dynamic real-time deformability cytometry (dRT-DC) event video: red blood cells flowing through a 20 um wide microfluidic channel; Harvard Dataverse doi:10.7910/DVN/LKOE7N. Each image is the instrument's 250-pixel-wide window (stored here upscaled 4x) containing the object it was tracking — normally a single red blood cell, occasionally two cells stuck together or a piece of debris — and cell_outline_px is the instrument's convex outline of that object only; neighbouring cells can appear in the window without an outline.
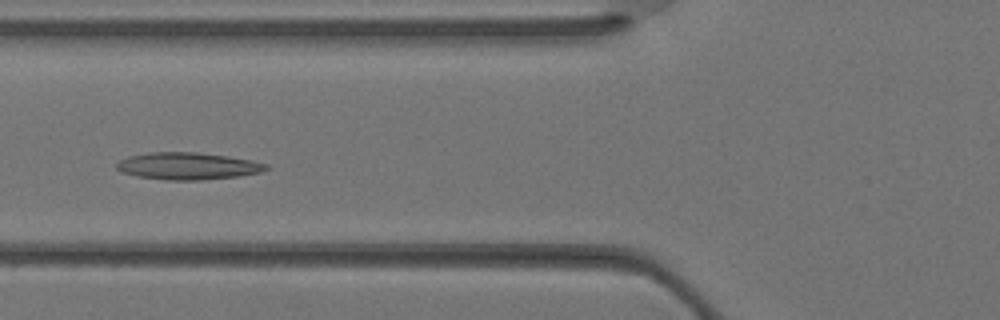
{"species": "Egyptian fruit bat (a non-hibernating species)", "species_latin": "Rousettus aegyptiacus", "temperature_condition": "warm", "stored_images_in_passage": 26, "camera_frame_rate_fps": 3000, "um_per_image_px": 0.085, "animal": {"sex": "female"}, "frame": {"image": 1, "passage_image": 8, "time_ms": 2.333, "image_size_px": [1000, 320], "cell_outline_px": [[272, 168], [260, 172], [236, 176], [200, 180], [164, 180], [136, 176], [120, 172], [116, 168], [116, 164], [120, 160], [128, 156], [148, 152], [196, 152], [228, 156], [252, 160], [268, 164]], "centroid_in_image_um": [15.95, 14.11], "position_along_channel_um": 109.9, "area_um2": 23.76}}
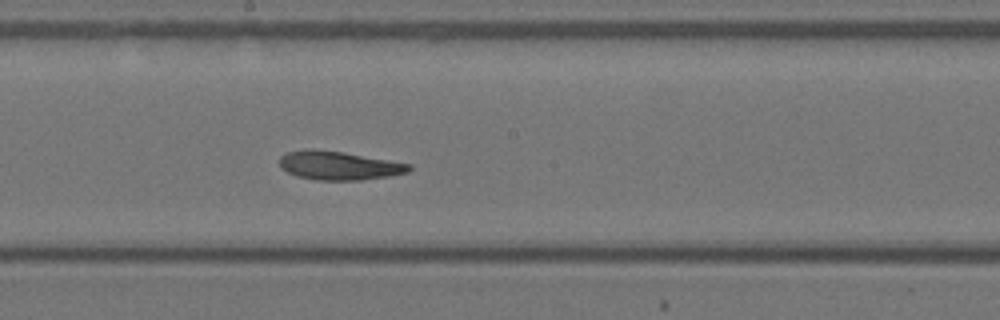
{"frame": {"image": 2, "passage_image": 14, "time_ms": 4.333, "image_size_px": [1000, 320], "cell_outline_px": [[412, 168], [408, 172], [388, 176], [360, 180], [316, 180], [296, 176], [280, 168], [280, 156], [288, 152], [304, 148], [312, 148], [344, 152], [412, 164]], "centroid_in_image_um": [28.78, 14.06], "position_along_channel_um": 219.4, "area_um2": 21.79}}
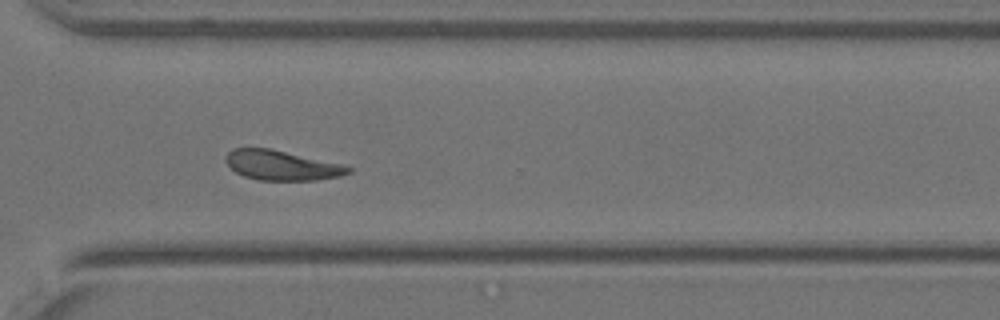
{"frame": {"image": 3, "passage_image": 21, "time_ms": 6.667, "image_size_px": [1000, 320], "cell_outline_px": [[352, 172], [340, 176], [316, 180], [256, 180], [244, 176], [236, 172], [224, 160], [224, 156], [232, 148], [268, 148], [344, 164], [352, 168]], "centroid_in_image_um": [23.95, 14.05], "position_along_channel_um": 346.7, "area_um2": 21.33}}